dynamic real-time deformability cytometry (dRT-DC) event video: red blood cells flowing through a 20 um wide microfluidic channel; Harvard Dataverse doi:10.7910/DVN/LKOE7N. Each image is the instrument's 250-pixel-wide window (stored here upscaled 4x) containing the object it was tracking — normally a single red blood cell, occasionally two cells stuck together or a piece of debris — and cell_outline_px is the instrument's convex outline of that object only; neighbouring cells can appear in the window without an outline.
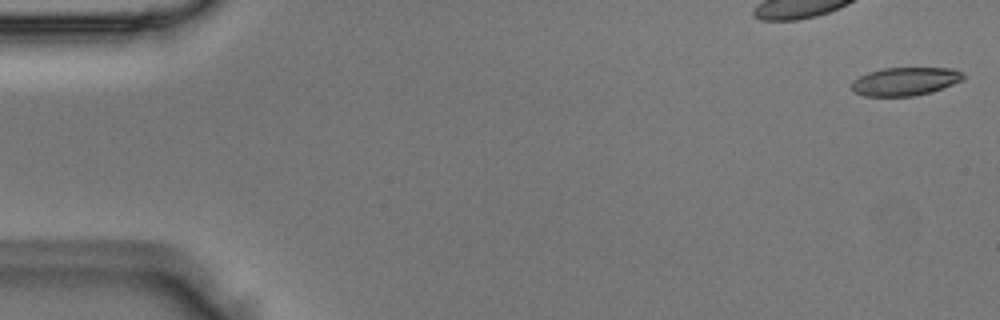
{"species": "Egyptian fruit bat (a non-hibernating species)", "species_latin": "Rousettus aegyptiacus", "temperature_condition": "room temperature", "stored_images_in_passage": 4, "camera_frame_rate_fps": 3000, "um_per_image_px": 0.085, "animal": {"sex": "male"}, "frame": {"image": 1, "passage_image": 1, "time_ms": 0.0, "image_size_px": [1000, 320], "cell_outline_px": [[964, 80], [932, 92], [912, 96], [864, 96], [856, 92], [852, 88], [852, 80], [868, 72], [884, 68], [956, 68], [964, 76]], "centroid_in_image_um": [76.96, 6.91], "position_along_channel_um": 8.0, "area_um2": 18.38}}